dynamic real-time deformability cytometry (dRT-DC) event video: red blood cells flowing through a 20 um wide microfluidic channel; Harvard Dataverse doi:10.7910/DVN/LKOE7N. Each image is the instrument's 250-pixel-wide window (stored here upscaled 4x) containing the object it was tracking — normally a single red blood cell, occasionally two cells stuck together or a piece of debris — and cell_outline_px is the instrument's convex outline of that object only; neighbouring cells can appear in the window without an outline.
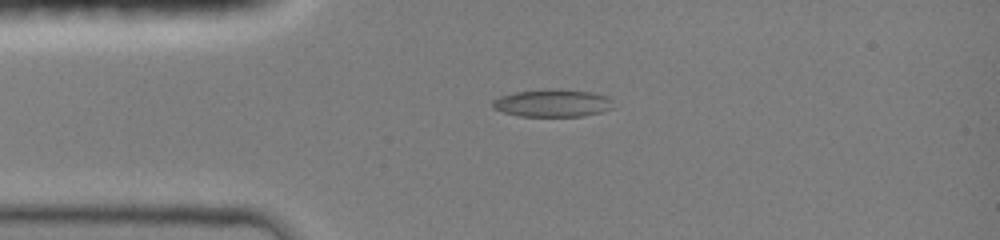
{"species": "common noctule bat (a hibernating species)", "species_latin": "Nyctalus noctula", "temperature_condition": "room temperature", "stored_images_in_passage": 38, "camera_frame_rate_fps": 3000, "um_per_image_px": 0.085, "animal": {"sex": "female", "body_mass_g": 19.0, "forearm_length_mm": 51.5}, "frame": {"image": 1, "passage_image": 6, "time_ms": 3.0, "image_size_px": [1000, 240], "cell_outline_px": [[616, 108], [584, 116], [520, 116], [504, 112], [492, 108], [492, 100], [500, 96], [516, 92], [556, 88], [592, 92], [608, 96], [612, 100]], "centroid_in_image_um": [47.01, 8.76], "position_along_channel_um": 38.0, "area_um2": 19.59}}
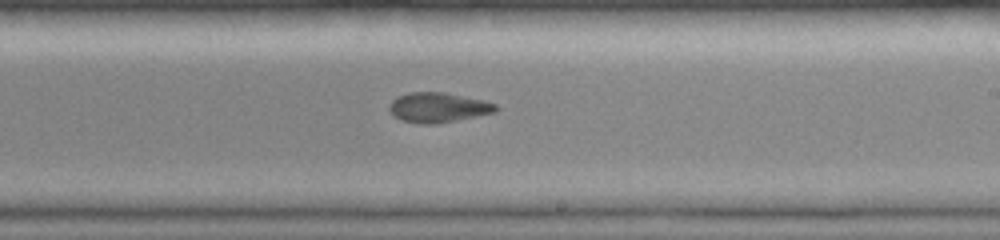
{"frame": {"image": 2, "passage_image": 19, "time_ms": 8.667, "image_size_px": [1000, 240], "cell_outline_px": [[500, 108], [496, 112], [436, 124], [420, 124], [400, 120], [392, 116], [388, 108], [388, 104], [396, 96], [408, 92], [444, 92], [484, 100], [496, 104]], "centroid_in_image_um": [37.2, 9.13], "position_along_channel_um": 251.8, "area_um2": 18.84}}
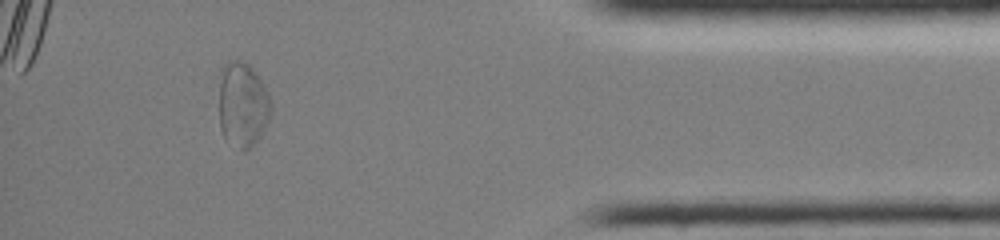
{"frame": {"image": 3, "passage_image": 33, "time_ms": 13.333, "image_size_px": [1000, 240], "cell_outline_px": [[272, 108], [268, 120], [260, 136], [244, 152], [224, 140], [220, 128], [220, 68], [232, 60], [244, 60], [252, 68], [260, 80], [272, 104]], "centroid_in_image_um": [20.6, 8.9], "position_along_channel_um": 414.6, "area_um2": 25.61}, "authors_computed_cell_mechanics": {"area_um2": 19.2185, "velocity_mm_per_s": 4.1413, "shape_relaxation_time_tau1_ms": 7.9194, "shape_relaxation_time_tau2_ms": 3.4343, "deformation_change_tau1": 0.1935, "deformation_change_tau2": 0.0964}}